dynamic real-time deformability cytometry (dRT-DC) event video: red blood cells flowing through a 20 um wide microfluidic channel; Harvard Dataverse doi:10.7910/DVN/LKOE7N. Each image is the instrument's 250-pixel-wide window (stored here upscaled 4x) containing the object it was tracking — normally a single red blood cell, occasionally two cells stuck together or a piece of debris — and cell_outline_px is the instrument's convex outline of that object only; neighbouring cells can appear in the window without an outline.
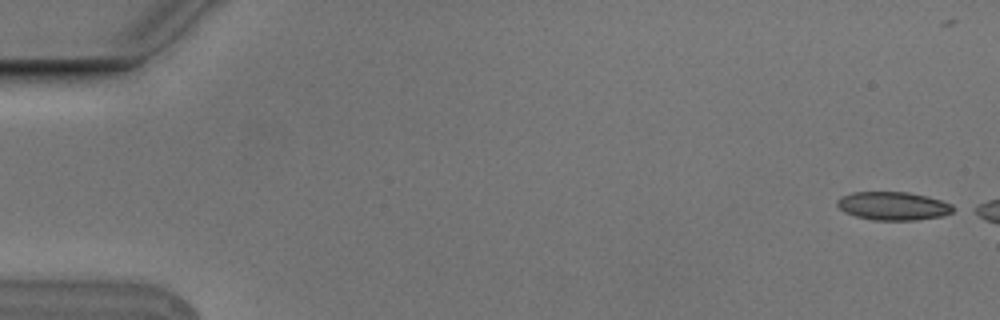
{"species": "Egyptian fruit bat (a non-hibernating species)", "species_latin": "Rousettus aegyptiacus", "temperature_condition": "cold", "stored_images_in_passage": 5, "camera_frame_rate_fps": 3000, "um_per_image_px": 0.085, "animal": {"sex": "male"}, "frame": {"image": 1, "passage_image": 1, "time_ms": 0.0, "image_size_px": [1000, 320], "cell_outline_px": [[960, 208], [952, 212], [940, 216], [916, 220], [872, 220], [856, 216], [844, 212], [836, 204], [836, 200], [840, 196], [852, 192], [908, 192], [928, 196], [952, 204]], "centroid_in_image_um": [75.93, 17.5], "position_along_channel_um": 9.1, "area_um2": 19.36}}